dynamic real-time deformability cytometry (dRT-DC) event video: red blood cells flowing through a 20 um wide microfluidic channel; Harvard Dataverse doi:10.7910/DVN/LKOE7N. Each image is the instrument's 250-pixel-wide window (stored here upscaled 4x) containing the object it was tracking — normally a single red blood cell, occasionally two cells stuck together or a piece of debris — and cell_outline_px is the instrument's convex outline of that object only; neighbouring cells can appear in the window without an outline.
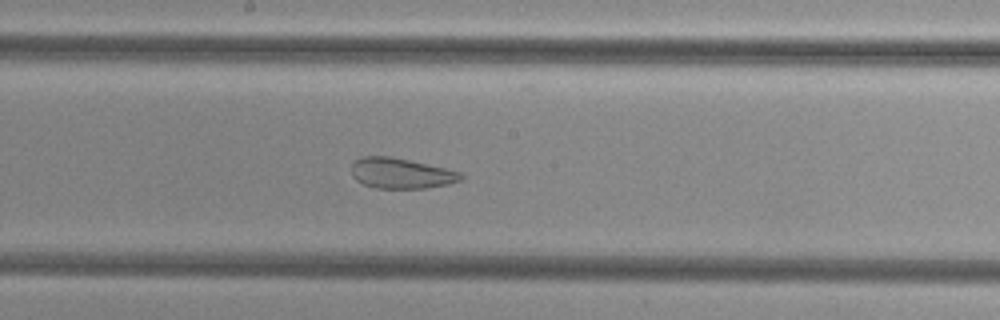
{"species": "common noctule bat (a hibernating species)", "species_latin": "Nyctalus noctula", "temperature_condition": "cold", "stored_images_in_passage": 53, "camera_frame_rate_fps": 3000, "um_per_image_px": 0.085, "animal": {"sex": "female", "body_mass_g": 29.2, "forearm_length_mm": 56.3}, "frame": {"image": 1, "passage_image": 28, "time_ms": 9.0, "image_size_px": [1000, 320], "cell_outline_px": [[464, 176], [460, 180], [448, 184], [424, 188], [376, 188], [364, 184], [356, 180], [352, 176], [352, 164], [360, 156], [388, 156], [408, 160], [444, 168], [460, 172]], "centroid_in_image_um": [34.06, 14.73], "position_along_channel_um": 214.1, "area_um2": 19.19}}
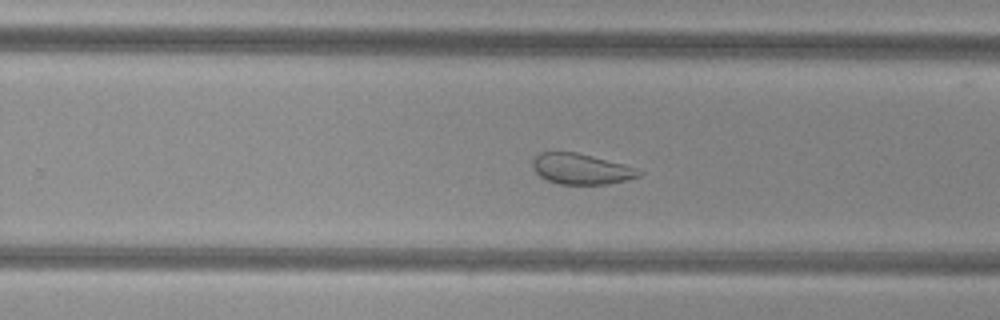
{"frame": {"image": 2, "passage_image": 33, "time_ms": 10.667, "image_size_px": [1000, 320], "cell_outline_px": [[644, 172], [640, 176], [608, 184], [560, 184], [548, 180], [540, 176], [532, 168], [532, 160], [540, 152], [576, 152], [624, 164]], "centroid_in_image_um": [49.38, 14.36], "position_along_channel_um": 280.4, "area_um2": 18.84}}
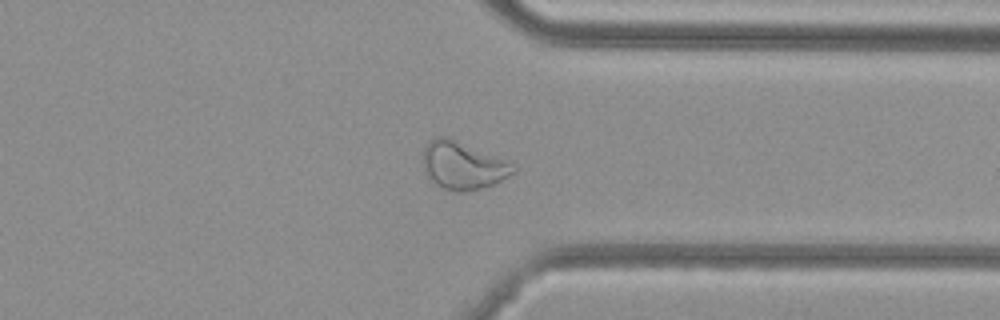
{"frame": {"image": 3, "passage_image": 40, "time_ms": 13.0, "image_size_px": [1000, 320], "cell_outline_px": [[516, 172], [492, 184], [460, 192], [456, 192], [444, 188], [436, 184], [424, 172], [424, 148], [428, 140], [436, 136], [448, 136], [500, 160], [516, 168]], "centroid_in_image_um": [39.24, 14.05], "position_along_channel_um": 372.2, "area_um2": 24.04}}